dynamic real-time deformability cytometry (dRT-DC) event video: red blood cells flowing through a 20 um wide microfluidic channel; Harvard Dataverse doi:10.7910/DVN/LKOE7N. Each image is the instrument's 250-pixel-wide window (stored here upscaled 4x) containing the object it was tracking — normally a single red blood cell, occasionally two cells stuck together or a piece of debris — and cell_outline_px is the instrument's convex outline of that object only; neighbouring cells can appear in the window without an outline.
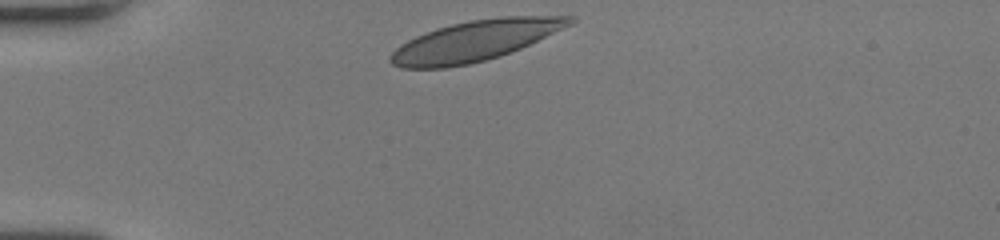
{"species": "human", "species_latin": "Homo sapiens", "temperature_condition": "room temperature", "stored_images_in_passage": 31, "camera_frame_rate_fps": 3000, "um_per_image_px": 0.085, "donor": {"sex": "female"}, "frame": {"image": 1, "passage_image": 1, "time_ms": 0.0, "image_size_px": [1000, 240], "cell_outline_px": [[576, 20], [572, 24], [520, 48], [500, 56], [468, 64], [448, 68], [400, 68], [392, 64], [388, 60], [388, 56], [400, 44], [416, 36], [436, 28], [452, 24], [472, 20], [500, 16], [576, 16]], "centroid_in_image_um": [40.34, 3.47], "position_along_channel_um": 44.7, "area_um2": 42.08}}
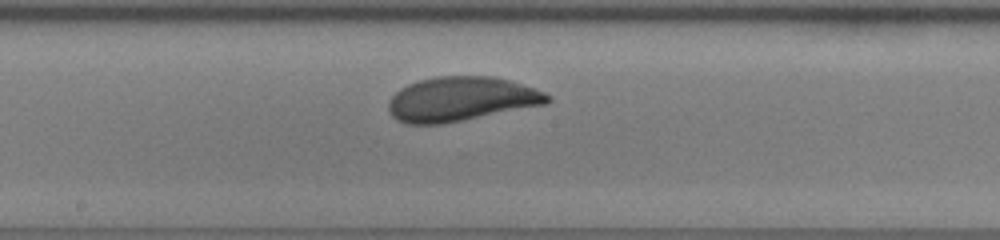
{"frame": {"image": 2, "passage_image": 16, "time_ms": 5.0, "image_size_px": [1000, 240], "cell_outline_px": [[552, 100], [548, 104], [444, 124], [404, 124], [396, 120], [388, 112], [388, 100], [400, 88], [408, 84], [420, 80], [436, 76], [492, 76], [508, 80], [544, 92], [552, 96]], "centroid_in_image_um": [39.17, 8.44], "position_along_channel_um": 209.0, "area_um2": 41.38}}
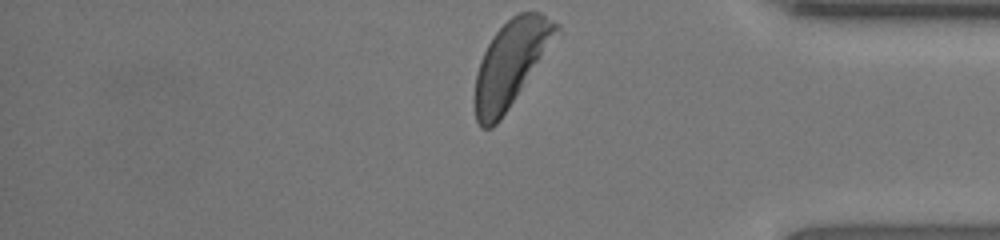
{"frame": {"image": 3, "passage_image": 31, "time_ms": 10.0, "image_size_px": [1000, 240], "cell_outline_px": [[560, 28], [508, 108], [500, 120], [492, 128], [480, 128], [476, 120], [472, 100], [476, 72], [480, 60], [492, 36], [512, 16], [520, 12], [540, 12], [560, 24]], "centroid_in_image_um": [43.33, 5.42], "position_along_channel_um": 391.9, "area_um2": 39.71}, "authors_computed_cell_mechanics": {"area_um2": 40.9802, "velocity_mm_per_s": 3.9876, "shape_relaxation_time_tau1_ms": 3.5836, "shape_relaxation_time_tau2_ms": null, "deformation_change_tau1": 0.1367, "deformation_change_tau2": null}}